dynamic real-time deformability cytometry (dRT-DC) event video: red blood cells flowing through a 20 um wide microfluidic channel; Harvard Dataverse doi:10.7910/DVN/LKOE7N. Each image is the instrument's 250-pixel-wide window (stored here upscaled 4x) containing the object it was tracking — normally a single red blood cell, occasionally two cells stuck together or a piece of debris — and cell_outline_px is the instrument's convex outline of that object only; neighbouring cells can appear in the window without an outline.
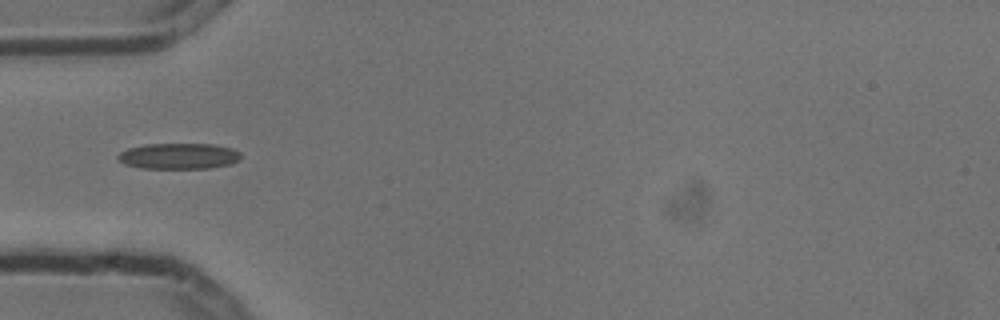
{"species": "common noctule bat (a hibernating species)", "species_latin": "Nyctalus noctula", "temperature_condition": "cold", "stored_images_in_passage": 7, "camera_frame_rate_fps": 3000, "um_per_image_px": 0.085, "animal": {"sex": "male", "body_mass_g": 13.3}, "frame": {"image": 1, "passage_image": 1, "time_ms": 0.0, "image_size_px": [1000, 320], "cell_outline_px": [[240, 160], [232, 164], [212, 168], [140, 168], [124, 164], [116, 156], [120, 152], [128, 148], [144, 144], [216, 144], [232, 148], [240, 152]], "centroid_in_image_um": [15.22, 13.26], "position_along_channel_um": 69.8, "area_um2": 18.73}}
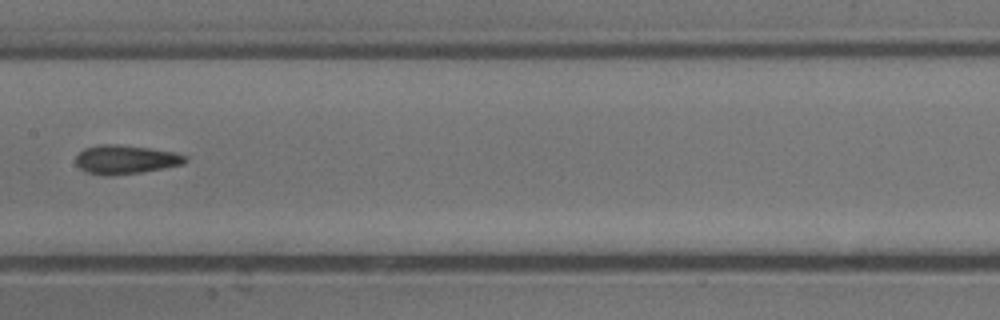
{"frame": {"image": 2, "passage_image": 4, "time_ms": 1.0, "image_size_px": [1000, 320], "cell_outline_px": [[188, 160], [184, 164], [164, 168], [140, 172], [112, 176], [104, 176], [88, 172], [80, 168], [76, 164], [76, 156], [84, 148], [100, 144], [120, 144], [148, 148], [172, 152], [188, 156]], "centroid_in_image_um": [10.67, 13.56], "position_along_channel_um": 196.7, "area_um2": 18.44}}
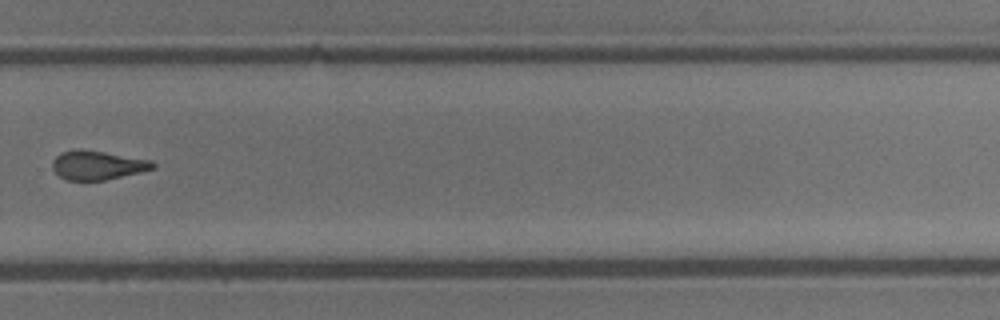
{"frame": {"image": 3, "passage_image": 7, "time_ms": 2.0, "image_size_px": [1000, 320], "cell_outline_px": [[156, 168], [140, 172], [104, 180], [68, 180], [60, 176], [52, 168], [52, 160], [56, 156], [64, 152], [76, 148], [80, 148], [152, 160], [156, 164]], "centroid_in_image_um": [8.3, 14.03], "position_along_channel_um": 321.5, "area_um2": 16.94}}